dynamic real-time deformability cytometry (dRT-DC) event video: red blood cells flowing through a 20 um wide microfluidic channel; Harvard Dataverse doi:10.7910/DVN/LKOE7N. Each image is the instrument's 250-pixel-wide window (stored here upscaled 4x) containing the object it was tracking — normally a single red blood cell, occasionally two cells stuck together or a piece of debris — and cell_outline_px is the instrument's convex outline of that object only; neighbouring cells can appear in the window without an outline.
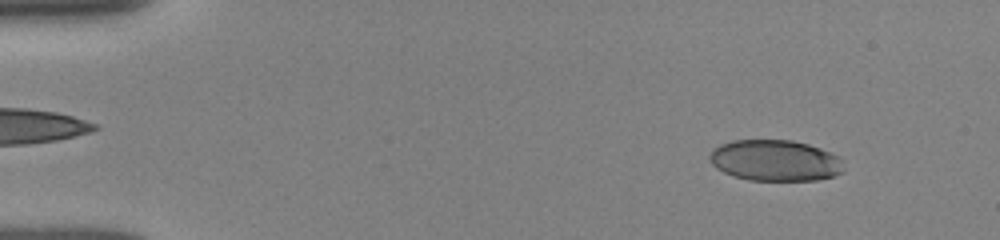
{"species": "human", "species_latin": "Homo sapiens", "temperature_condition": "room temperature", "stored_images_in_passage": 51, "camera_frame_rate_fps": 3000, "um_per_image_px": 0.085, "donor": {"sex": "female"}, "frame": {"image": 1, "passage_image": 5, "time_ms": 1.333, "image_size_px": [1000, 240], "cell_outline_px": [[844, 172], [832, 176], [816, 180], [748, 180], [732, 176], [716, 168], [712, 164], [708, 156], [712, 148], [720, 144], [732, 140], [792, 140], [808, 144], [820, 148], [840, 156], [844, 168]], "centroid_in_image_um": [65.87, 13.64], "position_along_channel_um": 19.1, "area_um2": 32.43}}
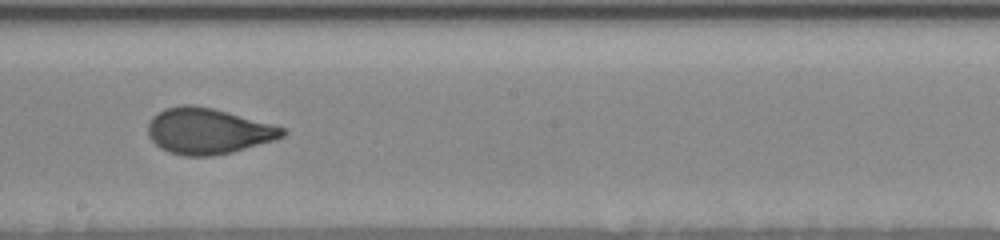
{"frame": {"image": 2, "passage_image": 29, "time_ms": 9.333, "image_size_px": [1000, 240], "cell_outline_px": [[288, 132], [284, 136], [272, 140], [232, 152], [212, 156], [184, 156], [168, 152], [160, 148], [148, 136], [148, 124], [152, 116], [164, 108], [184, 104], [192, 104], [212, 108], [228, 112], [272, 124], [284, 128]], "centroid_in_image_um": [17.64, 11.14], "position_along_channel_um": 230.6, "area_um2": 35.89}}
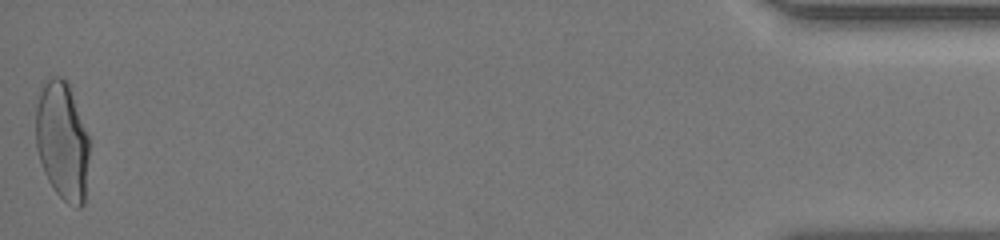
{"frame": {"image": 3, "passage_image": 51, "time_ms": 16.667, "image_size_px": [1000, 240], "cell_outline_px": [[88, 156], [84, 204], [80, 208], [76, 208], [68, 204], [56, 192], [48, 180], [44, 172], [36, 148], [36, 108], [40, 92], [44, 84], [52, 76], [60, 76], [68, 84], [88, 136]], "centroid_in_image_um": [5.28, 12.02], "position_along_channel_um": 429.9, "area_um2": 36.36}, "authors_computed_cell_mechanics": {"area_um2": 35.3736, "velocity_mm_per_s": 3.9056, "shape_relaxation_time_tau1_ms": 5.3872, "shape_relaxation_time_tau2_ms": null, "deformation_change_tau1": 0.1777, "deformation_change_tau2": null}}